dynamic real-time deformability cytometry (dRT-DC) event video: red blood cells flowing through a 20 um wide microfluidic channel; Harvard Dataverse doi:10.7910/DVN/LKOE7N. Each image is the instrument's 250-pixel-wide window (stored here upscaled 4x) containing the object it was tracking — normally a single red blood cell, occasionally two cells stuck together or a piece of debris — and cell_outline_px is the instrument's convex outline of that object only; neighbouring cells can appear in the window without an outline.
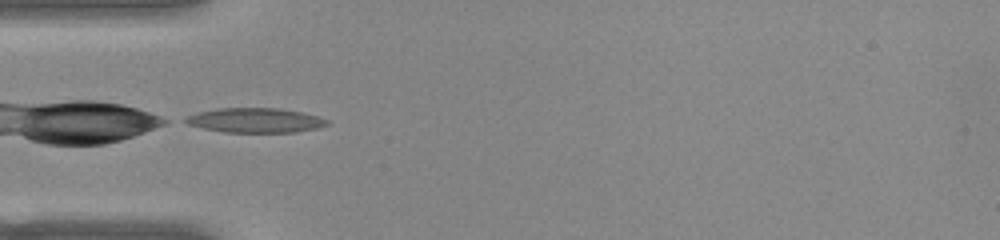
{"species": "common noctule bat (a hibernating species)", "species_latin": "Nyctalus noctula", "temperature_condition": "warm", "stored_images_in_passage": 10, "camera_frame_rate_fps": 3000, "um_per_image_px": 0.085, "animal": {"sex": "female", "body_mass_g": 22.0, "forearm_length_mm": 56.7}, "frame": {"image": 1, "passage_image": 1, "time_ms": 0.0, "image_size_px": [1000, 240], "cell_outline_px": [[328, 124], [316, 128], [296, 132], [224, 132], [204, 128], [188, 124], [176, 120], [184, 116], [196, 112], [220, 108], [280, 108], [300, 112], [316, 116], [328, 120]], "centroid_in_image_um": [21.58, 10.22], "position_along_channel_um": 63.4, "area_um2": 20.4}}
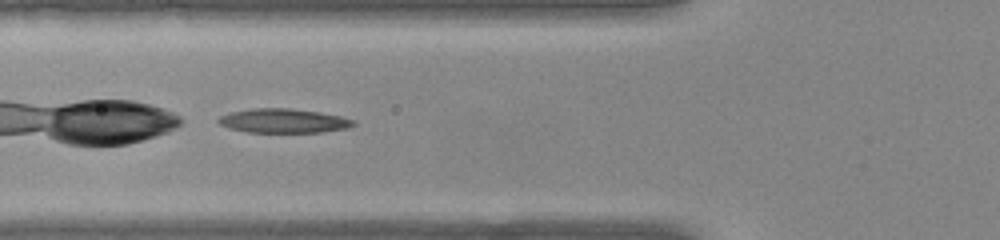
{"frame": {"image": 2, "passage_image": 4, "time_ms": 1.0, "image_size_px": [1000, 240], "cell_outline_px": [[356, 124], [348, 128], [324, 132], [248, 132], [232, 128], [220, 124], [216, 120], [220, 116], [232, 112], [252, 108], [288, 108], [320, 112], [340, 116], [356, 120]], "centroid_in_image_um": [24.15, 10.26], "position_along_channel_um": 101.7, "area_um2": 18.96}}
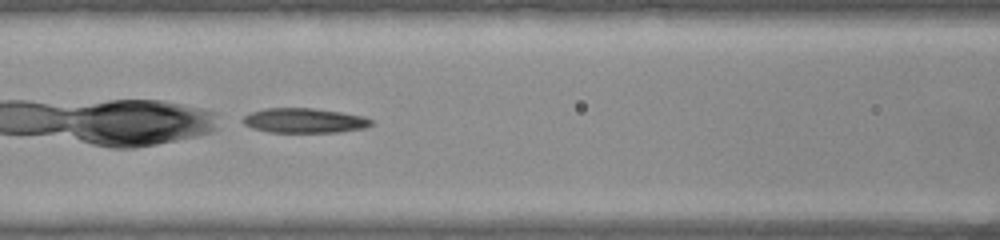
{"frame": {"image": 3, "passage_image": 7, "time_ms": 2.0, "image_size_px": [1000, 240], "cell_outline_px": [[372, 124], [364, 128], [340, 132], [268, 132], [252, 128], [244, 124], [240, 120], [244, 116], [252, 112], [264, 108], [312, 108], [340, 112], [364, 116], [372, 120]], "centroid_in_image_um": [25.84, 10.25], "position_along_channel_um": 140.8, "area_um2": 18.5}}